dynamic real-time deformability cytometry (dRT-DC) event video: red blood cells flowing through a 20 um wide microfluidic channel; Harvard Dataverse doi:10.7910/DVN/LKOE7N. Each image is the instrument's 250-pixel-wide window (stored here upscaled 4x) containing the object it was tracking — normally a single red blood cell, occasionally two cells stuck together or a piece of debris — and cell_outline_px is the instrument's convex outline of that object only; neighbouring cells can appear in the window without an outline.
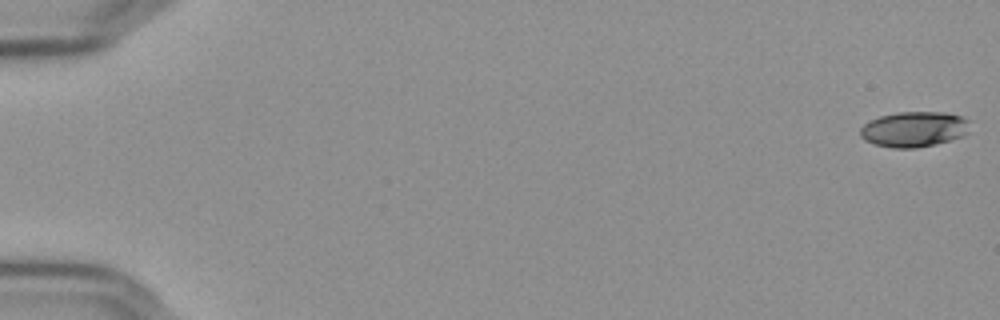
{"species": "Egyptian fruit bat (a non-hibernating species)", "species_latin": "Rousettus aegyptiacus", "temperature_condition": "cold", "stored_images_in_passage": 5, "camera_frame_rate_fps": 3000, "um_per_image_px": 0.085, "frame": {"image": 1, "passage_image": 1, "time_ms": 0.0, "image_size_px": [1000, 320], "cell_outline_px": [[972, 120], [968, 132], [964, 136], [936, 144], [916, 148], [892, 148], [876, 144], [864, 140], [860, 136], [860, 128], [864, 124], [880, 116], [896, 112], [944, 112], [960, 116]], "centroid_in_image_um": [77.73, 10.98], "position_along_channel_um": 7.3, "area_um2": 22.83}}
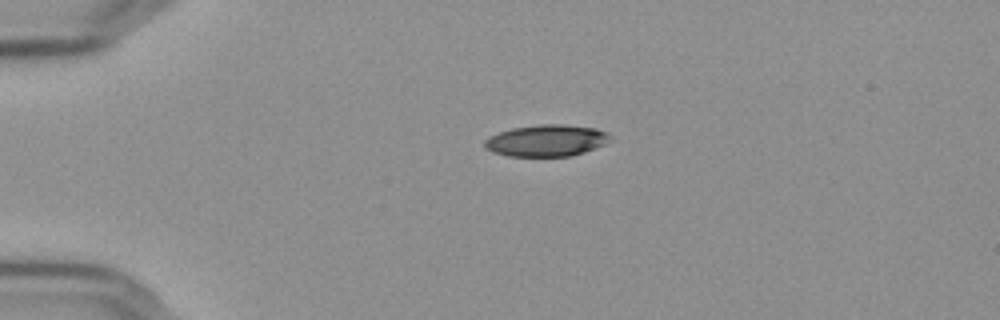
{"frame": {"image": 2, "passage_image": 4, "time_ms": 1.0, "image_size_px": [1000, 320], "cell_outline_px": [[616, 140], [584, 152], [572, 156], [508, 156], [492, 152], [484, 148], [484, 140], [488, 136], [512, 128], [536, 124], [564, 124], [596, 128], [608, 132]], "centroid_in_image_um": [46.49, 11.94], "position_along_channel_um": 38.5, "area_um2": 23.64}}